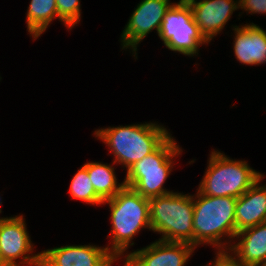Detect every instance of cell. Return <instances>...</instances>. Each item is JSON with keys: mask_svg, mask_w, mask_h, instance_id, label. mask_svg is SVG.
I'll use <instances>...</instances> for the list:
<instances>
[{"mask_svg": "<svg viewBox=\"0 0 266 266\" xmlns=\"http://www.w3.org/2000/svg\"><path fill=\"white\" fill-rule=\"evenodd\" d=\"M193 202V246L208 244L217 250L229 249L236 235L237 198L205 196L197 190Z\"/></svg>", "mask_w": 266, "mask_h": 266, "instance_id": "cell-1", "label": "cell"}, {"mask_svg": "<svg viewBox=\"0 0 266 266\" xmlns=\"http://www.w3.org/2000/svg\"><path fill=\"white\" fill-rule=\"evenodd\" d=\"M95 137L109 147L113 162L130 169L137 161L155 151L170 135L155 122L105 127L94 131Z\"/></svg>", "mask_w": 266, "mask_h": 266, "instance_id": "cell-2", "label": "cell"}, {"mask_svg": "<svg viewBox=\"0 0 266 266\" xmlns=\"http://www.w3.org/2000/svg\"><path fill=\"white\" fill-rule=\"evenodd\" d=\"M109 205L112 230L110 232L111 247L108 251L118 260L126 258L127 249L134 245V236L142 229L151 230L149 199L144 198L130 187L124 186L113 198L105 200Z\"/></svg>", "mask_w": 266, "mask_h": 266, "instance_id": "cell-3", "label": "cell"}, {"mask_svg": "<svg viewBox=\"0 0 266 266\" xmlns=\"http://www.w3.org/2000/svg\"><path fill=\"white\" fill-rule=\"evenodd\" d=\"M151 231L159 240L193 245V195L172 192L149 199Z\"/></svg>", "mask_w": 266, "mask_h": 266, "instance_id": "cell-4", "label": "cell"}, {"mask_svg": "<svg viewBox=\"0 0 266 266\" xmlns=\"http://www.w3.org/2000/svg\"><path fill=\"white\" fill-rule=\"evenodd\" d=\"M205 175L198 191L205 196L239 198L264 174L244 160L230 159L220 151H211Z\"/></svg>", "mask_w": 266, "mask_h": 266, "instance_id": "cell-5", "label": "cell"}, {"mask_svg": "<svg viewBox=\"0 0 266 266\" xmlns=\"http://www.w3.org/2000/svg\"><path fill=\"white\" fill-rule=\"evenodd\" d=\"M181 152L182 148L170 135L155 151L126 170L125 186L147 199L172 193L163 185L173 170V160Z\"/></svg>", "mask_w": 266, "mask_h": 266, "instance_id": "cell-6", "label": "cell"}, {"mask_svg": "<svg viewBox=\"0 0 266 266\" xmlns=\"http://www.w3.org/2000/svg\"><path fill=\"white\" fill-rule=\"evenodd\" d=\"M159 38L171 51L193 57L199 53V46L209 42L199 31L186 0L174 3L165 14Z\"/></svg>", "mask_w": 266, "mask_h": 266, "instance_id": "cell-7", "label": "cell"}, {"mask_svg": "<svg viewBox=\"0 0 266 266\" xmlns=\"http://www.w3.org/2000/svg\"><path fill=\"white\" fill-rule=\"evenodd\" d=\"M23 215L0 218V252L8 266H40L41 252L32 254L34 244ZM17 259H21L17 261Z\"/></svg>", "mask_w": 266, "mask_h": 266, "instance_id": "cell-8", "label": "cell"}, {"mask_svg": "<svg viewBox=\"0 0 266 266\" xmlns=\"http://www.w3.org/2000/svg\"><path fill=\"white\" fill-rule=\"evenodd\" d=\"M174 3L170 0H141L121 33L123 49H131L137 59V47L152 31L159 33L163 18Z\"/></svg>", "mask_w": 266, "mask_h": 266, "instance_id": "cell-9", "label": "cell"}, {"mask_svg": "<svg viewBox=\"0 0 266 266\" xmlns=\"http://www.w3.org/2000/svg\"><path fill=\"white\" fill-rule=\"evenodd\" d=\"M195 248L189 243L157 240L142 249L127 252L124 266H185Z\"/></svg>", "mask_w": 266, "mask_h": 266, "instance_id": "cell-10", "label": "cell"}, {"mask_svg": "<svg viewBox=\"0 0 266 266\" xmlns=\"http://www.w3.org/2000/svg\"><path fill=\"white\" fill-rule=\"evenodd\" d=\"M116 261L106 247L67 245L42 250L40 266H112Z\"/></svg>", "mask_w": 266, "mask_h": 266, "instance_id": "cell-11", "label": "cell"}, {"mask_svg": "<svg viewBox=\"0 0 266 266\" xmlns=\"http://www.w3.org/2000/svg\"><path fill=\"white\" fill-rule=\"evenodd\" d=\"M186 1L190 5L194 22L209 43L222 32L233 12L239 9V0Z\"/></svg>", "mask_w": 266, "mask_h": 266, "instance_id": "cell-12", "label": "cell"}, {"mask_svg": "<svg viewBox=\"0 0 266 266\" xmlns=\"http://www.w3.org/2000/svg\"><path fill=\"white\" fill-rule=\"evenodd\" d=\"M233 50L236 59L243 65L266 63V31L254 23L233 26Z\"/></svg>", "mask_w": 266, "mask_h": 266, "instance_id": "cell-13", "label": "cell"}, {"mask_svg": "<svg viewBox=\"0 0 266 266\" xmlns=\"http://www.w3.org/2000/svg\"><path fill=\"white\" fill-rule=\"evenodd\" d=\"M264 176L237 198L235 206L236 234L244 229L266 222V185H260Z\"/></svg>", "mask_w": 266, "mask_h": 266, "instance_id": "cell-14", "label": "cell"}, {"mask_svg": "<svg viewBox=\"0 0 266 266\" xmlns=\"http://www.w3.org/2000/svg\"><path fill=\"white\" fill-rule=\"evenodd\" d=\"M238 242L229 250L247 266H257L266 261V222L238 232Z\"/></svg>", "mask_w": 266, "mask_h": 266, "instance_id": "cell-15", "label": "cell"}, {"mask_svg": "<svg viewBox=\"0 0 266 266\" xmlns=\"http://www.w3.org/2000/svg\"><path fill=\"white\" fill-rule=\"evenodd\" d=\"M110 164L102 162H87L83 166L88 171V176L91 179L92 185L96 194L103 200L113 198L124 186V181L118 183L115 175L116 168Z\"/></svg>", "mask_w": 266, "mask_h": 266, "instance_id": "cell-16", "label": "cell"}, {"mask_svg": "<svg viewBox=\"0 0 266 266\" xmlns=\"http://www.w3.org/2000/svg\"><path fill=\"white\" fill-rule=\"evenodd\" d=\"M54 18L58 19L56 0H31L27 9V31L36 40Z\"/></svg>", "mask_w": 266, "mask_h": 266, "instance_id": "cell-17", "label": "cell"}, {"mask_svg": "<svg viewBox=\"0 0 266 266\" xmlns=\"http://www.w3.org/2000/svg\"><path fill=\"white\" fill-rule=\"evenodd\" d=\"M69 194L72 199H78L86 204L101 205L104 201L96 194L87 169L82 166L73 176Z\"/></svg>", "mask_w": 266, "mask_h": 266, "instance_id": "cell-18", "label": "cell"}, {"mask_svg": "<svg viewBox=\"0 0 266 266\" xmlns=\"http://www.w3.org/2000/svg\"><path fill=\"white\" fill-rule=\"evenodd\" d=\"M58 20L71 30L81 19L80 0H56Z\"/></svg>", "mask_w": 266, "mask_h": 266, "instance_id": "cell-19", "label": "cell"}, {"mask_svg": "<svg viewBox=\"0 0 266 266\" xmlns=\"http://www.w3.org/2000/svg\"><path fill=\"white\" fill-rule=\"evenodd\" d=\"M217 251L215 253L216 257L212 263L213 265L208 263L205 266H247L244 265L229 249H219Z\"/></svg>", "mask_w": 266, "mask_h": 266, "instance_id": "cell-20", "label": "cell"}, {"mask_svg": "<svg viewBox=\"0 0 266 266\" xmlns=\"http://www.w3.org/2000/svg\"><path fill=\"white\" fill-rule=\"evenodd\" d=\"M239 8L246 13L266 14V0H239Z\"/></svg>", "mask_w": 266, "mask_h": 266, "instance_id": "cell-21", "label": "cell"}, {"mask_svg": "<svg viewBox=\"0 0 266 266\" xmlns=\"http://www.w3.org/2000/svg\"><path fill=\"white\" fill-rule=\"evenodd\" d=\"M0 266H8L5 261L3 260L2 256H1V252H0Z\"/></svg>", "mask_w": 266, "mask_h": 266, "instance_id": "cell-22", "label": "cell"}, {"mask_svg": "<svg viewBox=\"0 0 266 266\" xmlns=\"http://www.w3.org/2000/svg\"><path fill=\"white\" fill-rule=\"evenodd\" d=\"M257 266H266V261L261 263V264H259V265H257Z\"/></svg>", "mask_w": 266, "mask_h": 266, "instance_id": "cell-23", "label": "cell"}, {"mask_svg": "<svg viewBox=\"0 0 266 266\" xmlns=\"http://www.w3.org/2000/svg\"><path fill=\"white\" fill-rule=\"evenodd\" d=\"M2 202H1V198H0V206H1ZM2 212L1 208H0V213Z\"/></svg>", "mask_w": 266, "mask_h": 266, "instance_id": "cell-24", "label": "cell"}]
</instances>
